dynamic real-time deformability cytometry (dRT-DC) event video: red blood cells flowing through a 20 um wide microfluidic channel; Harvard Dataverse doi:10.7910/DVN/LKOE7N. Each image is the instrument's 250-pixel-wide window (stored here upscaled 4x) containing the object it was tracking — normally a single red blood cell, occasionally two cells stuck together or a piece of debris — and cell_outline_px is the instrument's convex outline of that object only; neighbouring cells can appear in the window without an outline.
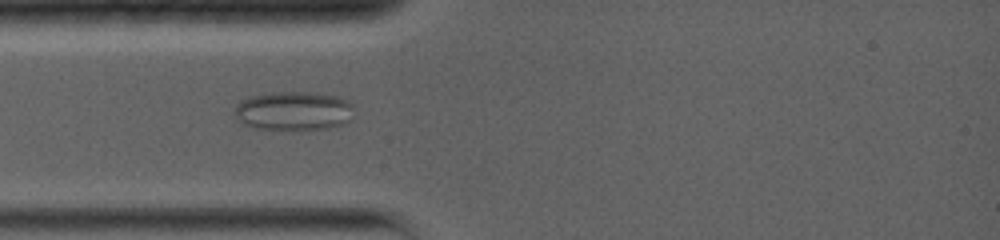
{"species": "common noctule bat (a hibernating species)", "species_latin": "Nyctalus noctula", "temperature_condition": "warm", "stored_images_in_passage": 26, "camera_frame_rate_fps": 5000, "um_per_image_px": 0.085, "animal": {"sex": "female", "body_mass_g": 19.0, "forearm_length_mm": 56.7}, "frame": {"image": 1, "passage_image": 7, "time_ms": 3.2, "image_size_px": [1000, 240], "cell_outline_px": [[352, 120], [344, 124], [328, 128], [256, 128], [244, 124], [236, 116], [236, 104], [252, 96], [272, 92], [316, 92], [336, 96], [348, 100], [352, 104]], "centroid_in_image_um": [25.02, 9.4], "position_along_channel_um": 60.0, "area_um2": 26.65}}
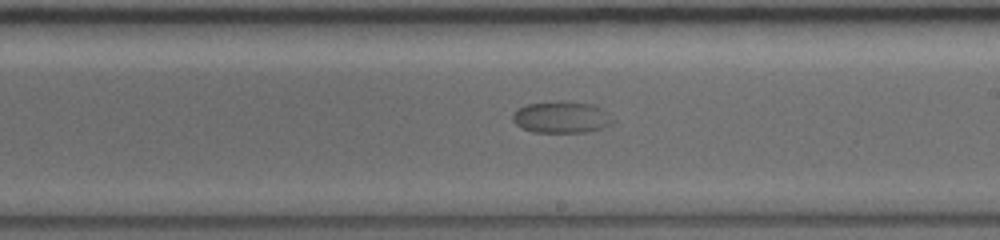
{"frame": {"image": 2, "passage_image": 16, "time_ms": 8.2, "image_size_px": [1000, 240], "cell_outline_px": [[616, 120], [612, 124], [604, 128], [584, 132], [532, 132], [516, 124], [512, 120], [512, 112], [516, 108], [528, 104], [560, 100], [596, 104], [604, 108]], "centroid_in_image_um": [47.78, 9.94], "position_along_channel_um": 241.2, "area_um2": 19.02}}
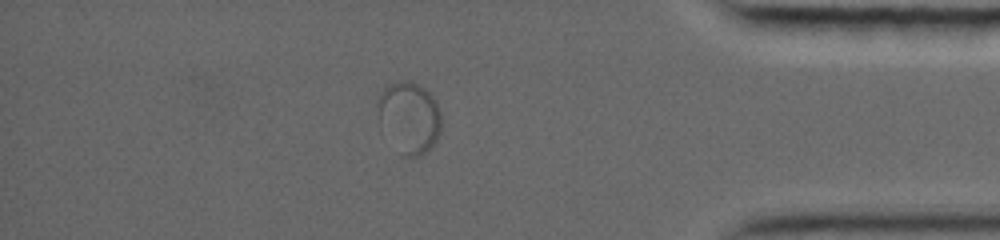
{"frame": {"image": 3, "passage_image": 23, "time_ms": 13.4, "image_size_px": [1000, 240], "cell_outline_px": [[440, 132], [436, 144], [432, 148], [416, 156], [404, 156], [380, 116], [376, 104], [380, 92], [388, 84], [400, 80], [408, 80], [424, 88], [436, 100], [440, 112]], "centroid_in_image_um": [34.85, 9.91], "position_along_channel_um": 400.3, "area_um2": 25.49}}